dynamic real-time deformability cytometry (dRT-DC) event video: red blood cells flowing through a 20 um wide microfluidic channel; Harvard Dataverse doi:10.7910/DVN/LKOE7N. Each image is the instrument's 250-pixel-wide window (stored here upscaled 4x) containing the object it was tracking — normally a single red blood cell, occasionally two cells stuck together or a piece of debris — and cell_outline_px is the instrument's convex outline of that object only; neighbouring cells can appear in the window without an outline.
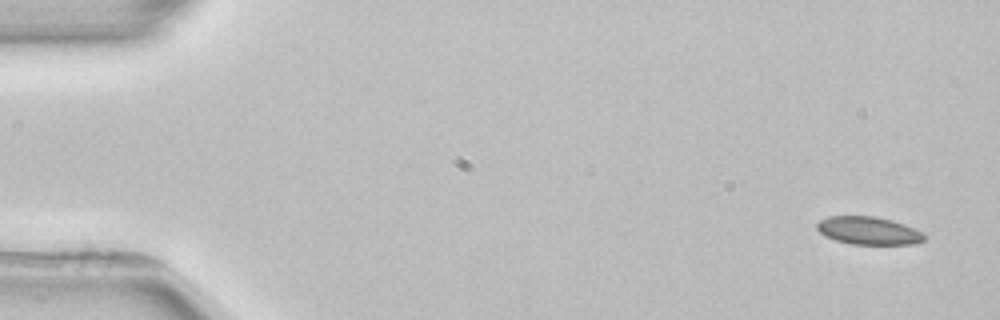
{"species": "common noctule bat (a hibernating species)", "species_latin": "Nyctalus noctula", "temperature_condition": "room temperature", "stored_images_in_passage": 4, "camera_frame_rate_fps": 3000, "um_per_image_px": 0.085, "animal": {"sex": "female", "body_mass_g": 22.7, "forearm_length_mm": 54.2}, "frame": {"image": 1, "passage_image": 1, "time_ms": 0.0, "image_size_px": [1000, 320], "cell_outline_px": [[924, 240], [912, 244], [852, 244], [836, 240], [824, 236], [816, 228], [816, 224], [820, 220], [828, 216], [876, 216], [892, 220], [904, 224], [924, 232]], "centroid_in_image_um": [73.81, 19.6], "position_along_channel_um": 11.2, "area_um2": 17.46}}
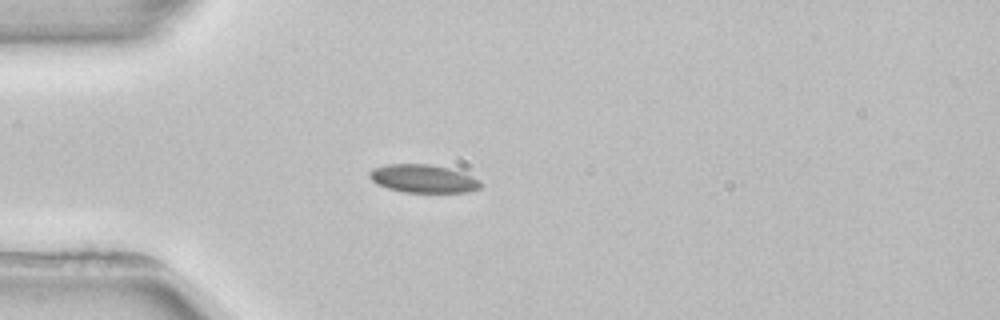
{"frame": {"image": 2, "passage_image": 4, "time_ms": 4.0, "image_size_px": [1000, 320], "cell_outline_px": [[484, 184], [480, 188], [468, 192], [404, 192], [388, 188], [372, 180], [368, 176], [368, 172], [372, 168], [388, 164], [428, 164], [448, 168], [464, 172], [480, 180]], "centroid_in_image_um": [36.01, 15.18], "position_along_channel_um": 49.0, "area_um2": 18.26}}